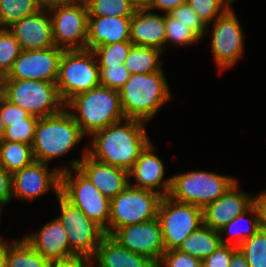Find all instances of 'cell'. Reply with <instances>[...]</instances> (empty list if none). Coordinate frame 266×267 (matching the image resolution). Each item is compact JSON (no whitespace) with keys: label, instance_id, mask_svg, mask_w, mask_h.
<instances>
[{"label":"cell","instance_id":"9a60e30c","mask_svg":"<svg viewBox=\"0 0 266 267\" xmlns=\"http://www.w3.org/2000/svg\"><path fill=\"white\" fill-rule=\"evenodd\" d=\"M63 49L22 50L12 69L0 79H31L56 83Z\"/></svg>","mask_w":266,"mask_h":267},{"label":"cell","instance_id":"74e56055","mask_svg":"<svg viewBox=\"0 0 266 267\" xmlns=\"http://www.w3.org/2000/svg\"><path fill=\"white\" fill-rule=\"evenodd\" d=\"M170 15L189 27L201 39H203L205 35H209V30H206L207 25L199 18L197 13L192 10V8L186 2L175 8Z\"/></svg>","mask_w":266,"mask_h":267},{"label":"cell","instance_id":"44dd1931","mask_svg":"<svg viewBox=\"0 0 266 267\" xmlns=\"http://www.w3.org/2000/svg\"><path fill=\"white\" fill-rule=\"evenodd\" d=\"M23 238L49 262L73 256L66 230L58 217Z\"/></svg>","mask_w":266,"mask_h":267},{"label":"cell","instance_id":"7402d4cb","mask_svg":"<svg viewBox=\"0 0 266 267\" xmlns=\"http://www.w3.org/2000/svg\"><path fill=\"white\" fill-rule=\"evenodd\" d=\"M165 14L137 8L131 17L130 42L133 45L153 47L165 52Z\"/></svg>","mask_w":266,"mask_h":267},{"label":"cell","instance_id":"7bdbcfd3","mask_svg":"<svg viewBox=\"0 0 266 267\" xmlns=\"http://www.w3.org/2000/svg\"><path fill=\"white\" fill-rule=\"evenodd\" d=\"M11 198H13L12 174L0 165V210L2 206L11 202Z\"/></svg>","mask_w":266,"mask_h":267},{"label":"cell","instance_id":"603a6c76","mask_svg":"<svg viewBox=\"0 0 266 267\" xmlns=\"http://www.w3.org/2000/svg\"><path fill=\"white\" fill-rule=\"evenodd\" d=\"M92 267H157L150 258L122 247L111 235H105L91 259Z\"/></svg>","mask_w":266,"mask_h":267},{"label":"cell","instance_id":"277c9868","mask_svg":"<svg viewBox=\"0 0 266 267\" xmlns=\"http://www.w3.org/2000/svg\"><path fill=\"white\" fill-rule=\"evenodd\" d=\"M84 137L79 125L66 108L58 114L39 118L31 145L34 159L49 164L67 154Z\"/></svg>","mask_w":266,"mask_h":267},{"label":"cell","instance_id":"4316f807","mask_svg":"<svg viewBox=\"0 0 266 267\" xmlns=\"http://www.w3.org/2000/svg\"><path fill=\"white\" fill-rule=\"evenodd\" d=\"M250 216L248 220L250 226L248 225L245 228L240 225L243 221H246L245 216ZM244 223V222H243ZM260 229L258 212L254 205H252L246 212L241 215H238L232 219L227 225L219 230L222 244H228L238 247L244 240L253 236ZM229 234V241L224 239V234ZM231 233V234H230Z\"/></svg>","mask_w":266,"mask_h":267},{"label":"cell","instance_id":"ee69618b","mask_svg":"<svg viewBox=\"0 0 266 267\" xmlns=\"http://www.w3.org/2000/svg\"><path fill=\"white\" fill-rule=\"evenodd\" d=\"M49 267H92V261L83 256L73 255L65 259L51 261Z\"/></svg>","mask_w":266,"mask_h":267},{"label":"cell","instance_id":"e0dca14e","mask_svg":"<svg viewBox=\"0 0 266 267\" xmlns=\"http://www.w3.org/2000/svg\"><path fill=\"white\" fill-rule=\"evenodd\" d=\"M85 148L81 159H73L69 167L63 166V171L79 168L91 183L111 200L129 185V172L93 159L87 154V147Z\"/></svg>","mask_w":266,"mask_h":267},{"label":"cell","instance_id":"bcb514c9","mask_svg":"<svg viewBox=\"0 0 266 267\" xmlns=\"http://www.w3.org/2000/svg\"><path fill=\"white\" fill-rule=\"evenodd\" d=\"M253 205L258 212L260 228L266 229V189L258 195L253 194Z\"/></svg>","mask_w":266,"mask_h":267},{"label":"cell","instance_id":"b9f144b4","mask_svg":"<svg viewBox=\"0 0 266 267\" xmlns=\"http://www.w3.org/2000/svg\"><path fill=\"white\" fill-rule=\"evenodd\" d=\"M237 248L233 245L221 244L202 261V267H229L232 254Z\"/></svg>","mask_w":266,"mask_h":267},{"label":"cell","instance_id":"8d00e7d4","mask_svg":"<svg viewBox=\"0 0 266 267\" xmlns=\"http://www.w3.org/2000/svg\"><path fill=\"white\" fill-rule=\"evenodd\" d=\"M38 119L30 115L25 120V123L9 124V127L5 128L1 141L20 142L32 145Z\"/></svg>","mask_w":266,"mask_h":267},{"label":"cell","instance_id":"7a4b0ae2","mask_svg":"<svg viewBox=\"0 0 266 267\" xmlns=\"http://www.w3.org/2000/svg\"><path fill=\"white\" fill-rule=\"evenodd\" d=\"M119 94L125 118L146 123H149L173 96L163 68L149 74H131Z\"/></svg>","mask_w":266,"mask_h":267},{"label":"cell","instance_id":"f546056e","mask_svg":"<svg viewBox=\"0 0 266 267\" xmlns=\"http://www.w3.org/2000/svg\"><path fill=\"white\" fill-rule=\"evenodd\" d=\"M39 10V0H0V28H8Z\"/></svg>","mask_w":266,"mask_h":267},{"label":"cell","instance_id":"d4e9b609","mask_svg":"<svg viewBox=\"0 0 266 267\" xmlns=\"http://www.w3.org/2000/svg\"><path fill=\"white\" fill-rule=\"evenodd\" d=\"M221 244L219 231L202 224L183 241L178 250L203 261Z\"/></svg>","mask_w":266,"mask_h":267},{"label":"cell","instance_id":"4dcf8cb0","mask_svg":"<svg viewBox=\"0 0 266 267\" xmlns=\"http://www.w3.org/2000/svg\"><path fill=\"white\" fill-rule=\"evenodd\" d=\"M89 17L131 18L137 10L131 0H86Z\"/></svg>","mask_w":266,"mask_h":267},{"label":"cell","instance_id":"e575fe53","mask_svg":"<svg viewBox=\"0 0 266 267\" xmlns=\"http://www.w3.org/2000/svg\"><path fill=\"white\" fill-rule=\"evenodd\" d=\"M132 45L130 41H122L97 46L92 51L96 57L98 66H115L125 63Z\"/></svg>","mask_w":266,"mask_h":267},{"label":"cell","instance_id":"f35d334b","mask_svg":"<svg viewBox=\"0 0 266 267\" xmlns=\"http://www.w3.org/2000/svg\"><path fill=\"white\" fill-rule=\"evenodd\" d=\"M98 67L100 84L117 91L123 87L131 75L124 64Z\"/></svg>","mask_w":266,"mask_h":267},{"label":"cell","instance_id":"5bb4252c","mask_svg":"<svg viewBox=\"0 0 266 267\" xmlns=\"http://www.w3.org/2000/svg\"><path fill=\"white\" fill-rule=\"evenodd\" d=\"M47 163L34 160L12 174L13 199L33 200L47 192L60 193L63 167L48 168Z\"/></svg>","mask_w":266,"mask_h":267},{"label":"cell","instance_id":"1f68e13d","mask_svg":"<svg viewBox=\"0 0 266 267\" xmlns=\"http://www.w3.org/2000/svg\"><path fill=\"white\" fill-rule=\"evenodd\" d=\"M238 248L250 267H266V229L260 228L253 236L244 240Z\"/></svg>","mask_w":266,"mask_h":267},{"label":"cell","instance_id":"8992f818","mask_svg":"<svg viewBox=\"0 0 266 267\" xmlns=\"http://www.w3.org/2000/svg\"><path fill=\"white\" fill-rule=\"evenodd\" d=\"M236 181L231 176L193 170L171 177L168 197L203 209L221 197Z\"/></svg>","mask_w":266,"mask_h":267},{"label":"cell","instance_id":"30bf717a","mask_svg":"<svg viewBox=\"0 0 266 267\" xmlns=\"http://www.w3.org/2000/svg\"><path fill=\"white\" fill-rule=\"evenodd\" d=\"M157 219L165 251L178 250L183 241L203 224V209L164 196L158 207Z\"/></svg>","mask_w":266,"mask_h":267},{"label":"cell","instance_id":"f1b7e54d","mask_svg":"<svg viewBox=\"0 0 266 267\" xmlns=\"http://www.w3.org/2000/svg\"><path fill=\"white\" fill-rule=\"evenodd\" d=\"M32 146L20 142H0V165L9 173L21 170L34 161Z\"/></svg>","mask_w":266,"mask_h":267},{"label":"cell","instance_id":"ffe728a7","mask_svg":"<svg viewBox=\"0 0 266 267\" xmlns=\"http://www.w3.org/2000/svg\"><path fill=\"white\" fill-rule=\"evenodd\" d=\"M8 29L15 35L22 50H41L55 47L49 10L41 9L14 22Z\"/></svg>","mask_w":266,"mask_h":267},{"label":"cell","instance_id":"ab89813d","mask_svg":"<svg viewBox=\"0 0 266 267\" xmlns=\"http://www.w3.org/2000/svg\"><path fill=\"white\" fill-rule=\"evenodd\" d=\"M157 267H202V261L179 250L165 251Z\"/></svg>","mask_w":266,"mask_h":267},{"label":"cell","instance_id":"681fc988","mask_svg":"<svg viewBox=\"0 0 266 267\" xmlns=\"http://www.w3.org/2000/svg\"><path fill=\"white\" fill-rule=\"evenodd\" d=\"M151 0H131L136 8H146Z\"/></svg>","mask_w":266,"mask_h":267},{"label":"cell","instance_id":"d590c367","mask_svg":"<svg viewBox=\"0 0 266 267\" xmlns=\"http://www.w3.org/2000/svg\"><path fill=\"white\" fill-rule=\"evenodd\" d=\"M236 0H186L199 18L208 26L221 16Z\"/></svg>","mask_w":266,"mask_h":267},{"label":"cell","instance_id":"484cf974","mask_svg":"<svg viewBox=\"0 0 266 267\" xmlns=\"http://www.w3.org/2000/svg\"><path fill=\"white\" fill-rule=\"evenodd\" d=\"M7 267H49V261L39 254L24 238L6 242Z\"/></svg>","mask_w":266,"mask_h":267},{"label":"cell","instance_id":"7dc6e473","mask_svg":"<svg viewBox=\"0 0 266 267\" xmlns=\"http://www.w3.org/2000/svg\"><path fill=\"white\" fill-rule=\"evenodd\" d=\"M86 0H39L41 9L51 10L60 6H69L85 3Z\"/></svg>","mask_w":266,"mask_h":267},{"label":"cell","instance_id":"f907efd6","mask_svg":"<svg viewBox=\"0 0 266 267\" xmlns=\"http://www.w3.org/2000/svg\"><path fill=\"white\" fill-rule=\"evenodd\" d=\"M0 267H7L5 259V245L0 248Z\"/></svg>","mask_w":266,"mask_h":267},{"label":"cell","instance_id":"f5cc1de1","mask_svg":"<svg viewBox=\"0 0 266 267\" xmlns=\"http://www.w3.org/2000/svg\"><path fill=\"white\" fill-rule=\"evenodd\" d=\"M0 213H1V210H0ZM6 242H7V240H5V238L2 239V237L0 236V248L3 247L6 244Z\"/></svg>","mask_w":266,"mask_h":267},{"label":"cell","instance_id":"ba28073f","mask_svg":"<svg viewBox=\"0 0 266 267\" xmlns=\"http://www.w3.org/2000/svg\"><path fill=\"white\" fill-rule=\"evenodd\" d=\"M60 193L89 219L100 225L108 235L110 199L104 196L79 168L61 172Z\"/></svg>","mask_w":266,"mask_h":267},{"label":"cell","instance_id":"816d5d0a","mask_svg":"<svg viewBox=\"0 0 266 267\" xmlns=\"http://www.w3.org/2000/svg\"><path fill=\"white\" fill-rule=\"evenodd\" d=\"M4 132H5V125H4L3 118L1 116V111H0V142L2 140Z\"/></svg>","mask_w":266,"mask_h":267},{"label":"cell","instance_id":"3957f363","mask_svg":"<svg viewBox=\"0 0 266 267\" xmlns=\"http://www.w3.org/2000/svg\"><path fill=\"white\" fill-rule=\"evenodd\" d=\"M65 108L85 136L125 119L119 91L102 85L73 97Z\"/></svg>","mask_w":266,"mask_h":267},{"label":"cell","instance_id":"60d3db41","mask_svg":"<svg viewBox=\"0 0 266 267\" xmlns=\"http://www.w3.org/2000/svg\"><path fill=\"white\" fill-rule=\"evenodd\" d=\"M0 111L5 128L9 124L25 123L30 114L19 106L11 104L0 94Z\"/></svg>","mask_w":266,"mask_h":267},{"label":"cell","instance_id":"52a82bcc","mask_svg":"<svg viewBox=\"0 0 266 267\" xmlns=\"http://www.w3.org/2000/svg\"><path fill=\"white\" fill-rule=\"evenodd\" d=\"M56 85L65 105L78 94L101 85L99 67L93 51L64 50Z\"/></svg>","mask_w":266,"mask_h":267},{"label":"cell","instance_id":"8fae6325","mask_svg":"<svg viewBox=\"0 0 266 267\" xmlns=\"http://www.w3.org/2000/svg\"><path fill=\"white\" fill-rule=\"evenodd\" d=\"M57 199L61 211L58 218L66 230L71 254L92 259L106 235L104 229L61 193L57 195Z\"/></svg>","mask_w":266,"mask_h":267},{"label":"cell","instance_id":"6da1fadb","mask_svg":"<svg viewBox=\"0 0 266 267\" xmlns=\"http://www.w3.org/2000/svg\"><path fill=\"white\" fill-rule=\"evenodd\" d=\"M144 121L125 118L93 133L87 154L93 159L130 171L151 141Z\"/></svg>","mask_w":266,"mask_h":267},{"label":"cell","instance_id":"836d02e7","mask_svg":"<svg viewBox=\"0 0 266 267\" xmlns=\"http://www.w3.org/2000/svg\"><path fill=\"white\" fill-rule=\"evenodd\" d=\"M22 49L15 35L8 28H0V78L12 69Z\"/></svg>","mask_w":266,"mask_h":267},{"label":"cell","instance_id":"ac0fdd59","mask_svg":"<svg viewBox=\"0 0 266 267\" xmlns=\"http://www.w3.org/2000/svg\"><path fill=\"white\" fill-rule=\"evenodd\" d=\"M154 145L150 141L141 151L129 171V179L134 177L136 183L129 181V185L135 188L151 190L162 197L168 196L171 187V177L164 179L165 166L163 161L154 153Z\"/></svg>","mask_w":266,"mask_h":267},{"label":"cell","instance_id":"d6a6232c","mask_svg":"<svg viewBox=\"0 0 266 267\" xmlns=\"http://www.w3.org/2000/svg\"><path fill=\"white\" fill-rule=\"evenodd\" d=\"M165 28V50L167 46H175L176 44L177 46L186 47L202 40L194 31L173 18L170 14H165Z\"/></svg>","mask_w":266,"mask_h":267},{"label":"cell","instance_id":"9c48e42d","mask_svg":"<svg viewBox=\"0 0 266 267\" xmlns=\"http://www.w3.org/2000/svg\"><path fill=\"white\" fill-rule=\"evenodd\" d=\"M162 196L158 193L128 185L110 200L108 235L118 228L157 218Z\"/></svg>","mask_w":266,"mask_h":267},{"label":"cell","instance_id":"c3c4849f","mask_svg":"<svg viewBox=\"0 0 266 267\" xmlns=\"http://www.w3.org/2000/svg\"><path fill=\"white\" fill-rule=\"evenodd\" d=\"M229 267H250L239 248L233 252Z\"/></svg>","mask_w":266,"mask_h":267},{"label":"cell","instance_id":"2e32d148","mask_svg":"<svg viewBox=\"0 0 266 267\" xmlns=\"http://www.w3.org/2000/svg\"><path fill=\"white\" fill-rule=\"evenodd\" d=\"M111 236L122 247L148 257L156 264L165 252L163 234L157 218L118 228Z\"/></svg>","mask_w":266,"mask_h":267},{"label":"cell","instance_id":"f6af8a7d","mask_svg":"<svg viewBox=\"0 0 266 267\" xmlns=\"http://www.w3.org/2000/svg\"><path fill=\"white\" fill-rule=\"evenodd\" d=\"M186 0H151L146 7L148 10L160 9L164 11L163 14H170L175 8L184 4Z\"/></svg>","mask_w":266,"mask_h":267},{"label":"cell","instance_id":"d6986e66","mask_svg":"<svg viewBox=\"0 0 266 267\" xmlns=\"http://www.w3.org/2000/svg\"><path fill=\"white\" fill-rule=\"evenodd\" d=\"M253 205V195L239 190L238 180L216 201L203 208V224L219 231Z\"/></svg>","mask_w":266,"mask_h":267},{"label":"cell","instance_id":"7c38bea8","mask_svg":"<svg viewBox=\"0 0 266 267\" xmlns=\"http://www.w3.org/2000/svg\"><path fill=\"white\" fill-rule=\"evenodd\" d=\"M211 24L212 54L219 72H223L243 56L244 33L232 6Z\"/></svg>","mask_w":266,"mask_h":267},{"label":"cell","instance_id":"cb8c5ba5","mask_svg":"<svg viewBox=\"0 0 266 267\" xmlns=\"http://www.w3.org/2000/svg\"><path fill=\"white\" fill-rule=\"evenodd\" d=\"M131 18L114 16L88 17L87 49L130 41Z\"/></svg>","mask_w":266,"mask_h":267},{"label":"cell","instance_id":"83f0119b","mask_svg":"<svg viewBox=\"0 0 266 267\" xmlns=\"http://www.w3.org/2000/svg\"><path fill=\"white\" fill-rule=\"evenodd\" d=\"M161 50L153 47L132 45L124 65L130 74H149L162 69L160 64Z\"/></svg>","mask_w":266,"mask_h":267},{"label":"cell","instance_id":"4fadbf2b","mask_svg":"<svg viewBox=\"0 0 266 267\" xmlns=\"http://www.w3.org/2000/svg\"><path fill=\"white\" fill-rule=\"evenodd\" d=\"M49 14L56 47L63 50L87 49L89 16L85 3L56 7L49 10Z\"/></svg>","mask_w":266,"mask_h":267},{"label":"cell","instance_id":"5b68a950","mask_svg":"<svg viewBox=\"0 0 266 267\" xmlns=\"http://www.w3.org/2000/svg\"><path fill=\"white\" fill-rule=\"evenodd\" d=\"M0 94L11 104L37 118L58 114L65 108L57 85L52 82L0 79Z\"/></svg>","mask_w":266,"mask_h":267}]
</instances>
